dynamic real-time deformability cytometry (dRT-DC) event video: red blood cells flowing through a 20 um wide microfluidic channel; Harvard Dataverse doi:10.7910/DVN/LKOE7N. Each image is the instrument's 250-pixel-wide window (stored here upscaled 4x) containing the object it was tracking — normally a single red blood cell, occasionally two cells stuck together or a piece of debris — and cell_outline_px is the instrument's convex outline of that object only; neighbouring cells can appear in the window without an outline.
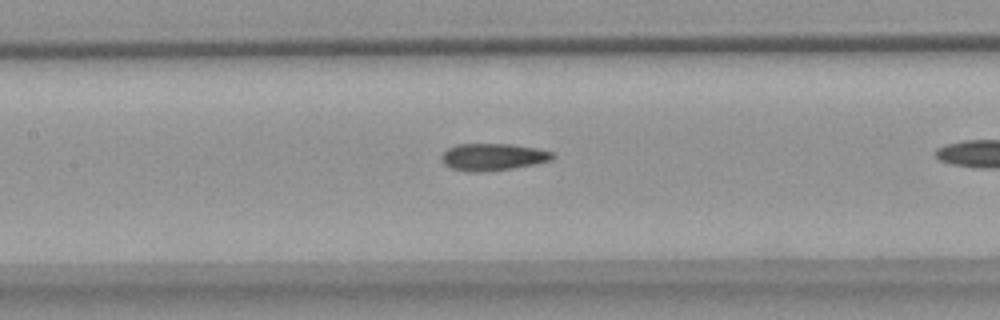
{"species": "common noctule bat (a hibernating species)", "species_latin": "Nyctalus noctula", "temperature_condition": "warm", "stored_images_in_passage": 32, "camera_frame_rate_fps": 3000, "um_per_image_px": 0.085, "animal": {"sex": "female", "body_mass_g": 18.4}, "frame": {"image": 1, "passage_image": 14, "time_ms": 4.333, "image_size_px": [1000, 320], "cell_outline_px": [[556, 156], [552, 160], [512, 168], [480, 172], [468, 172], [452, 168], [444, 164], [440, 160], [440, 156], [448, 148], [456, 144], [512, 144], [536, 148], [552, 152]], "centroid_in_image_um": [41.86, 13.33], "position_along_channel_um": 165.5, "area_um2": 17.51}}
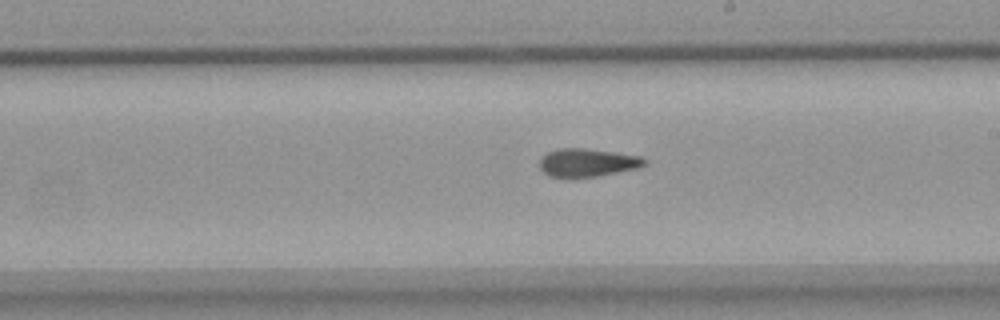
{"frame": {"image": 2, "passage_image": 20, "time_ms": 6.333, "image_size_px": [1000, 320], "cell_outline_px": [[648, 164], [640, 168], [596, 176], [572, 180], [564, 180], [548, 176], [540, 168], [540, 160], [548, 152], [560, 148], [584, 148], [640, 156], [648, 160]], "centroid_in_image_um": [49.92, 13.87], "position_along_channel_um": 239.1, "area_um2": 17.74}}
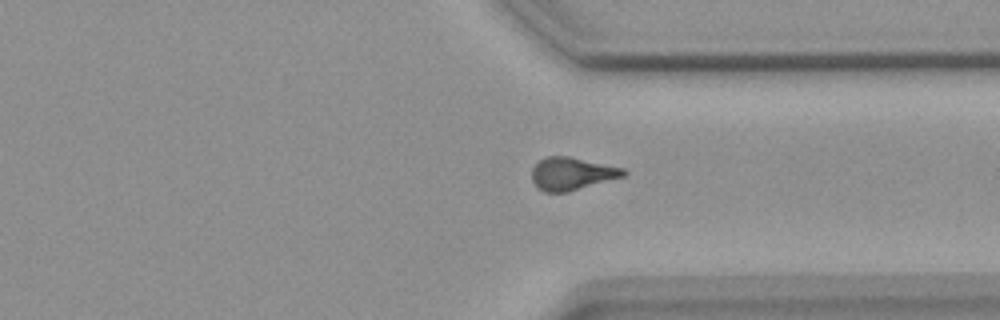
{"frame": {"image": 3, "passage_image": 30, "time_ms": 9.667, "image_size_px": [1000, 320], "cell_outline_px": [[628, 172], [624, 176], [568, 192], [544, 192], [532, 180], [532, 168], [544, 156], [568, 156], [624, 168]], "centroid_in_image_um": [48.61, 14.75], "position_along_channel_um": 362.8, "area_um2": 17.34}}